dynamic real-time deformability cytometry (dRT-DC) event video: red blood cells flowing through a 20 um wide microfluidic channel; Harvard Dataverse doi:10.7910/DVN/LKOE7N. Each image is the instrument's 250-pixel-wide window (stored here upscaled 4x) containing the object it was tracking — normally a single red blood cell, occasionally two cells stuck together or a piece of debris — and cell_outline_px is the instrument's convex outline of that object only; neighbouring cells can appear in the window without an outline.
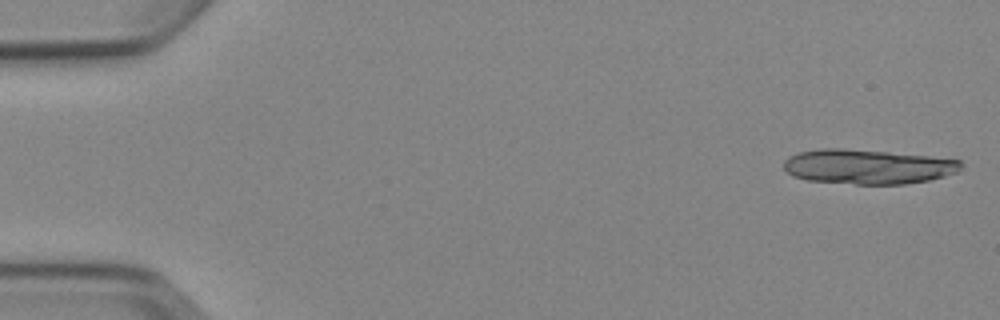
{"species": "Egyptian fruit bat (a non-hibernating species)", "species_latin": "Rousettus aegyptiacus", "temperature_condition": "cold", "stored_images_in_passage": 7, "segment_of_instrument_passage": [1, 2], "camera_frame_rate_fps": 3000, "um_per_image_px": 0.085, "animal": {"sex": "female"}, "frame": {"image": 1, "passage_image": 1, "time_ms": 0.0, "image_size_px": [1000, 320], "cell_outline_px": [[964, 164], [960, 172], [928, 180], [904, 184], [856, 184], [808, 180], [792, 176], [784, 168], [784, 160], [788, 156], [800, 152], [820, 148], [844, 148], [888, 152], [928, 156], [960, 160]], "centroid_in_image_um": [73.77, 14.16], "position_along_channel_um": 11.2, "area_um2": 35.89}}